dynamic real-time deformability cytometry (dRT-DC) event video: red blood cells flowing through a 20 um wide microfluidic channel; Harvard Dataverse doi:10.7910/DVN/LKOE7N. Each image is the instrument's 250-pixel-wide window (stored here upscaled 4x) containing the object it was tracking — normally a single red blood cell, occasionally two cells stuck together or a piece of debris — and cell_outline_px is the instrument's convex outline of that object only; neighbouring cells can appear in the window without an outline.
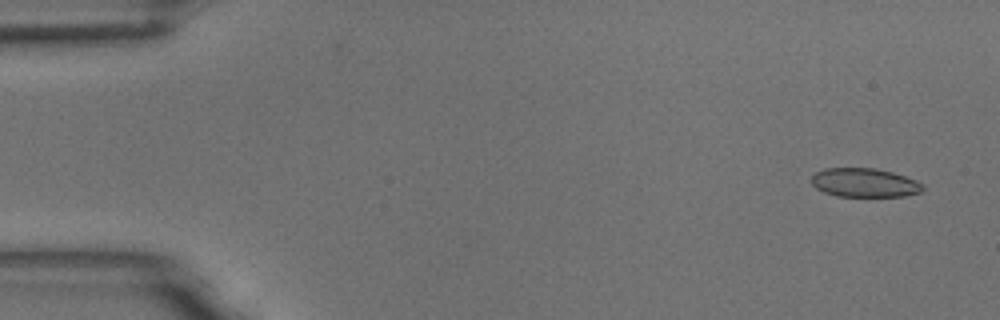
{"species": "common noctule bat (a hibernating species)", "species_latin": "Nyctalus noctula", "temperature_condition": "room temperature", "stored_images_in_passage": 5, "camera_frame_rate_fps": 3000, "um_per_image_px": 0.085, "animal": {"sex": "male", "body_mass_g": 18.8}, "frame": {"image": 1, "passage_image": 1, "time_ms": 0.0, "image_size_px": [1000, 320], "cell_outline_px": [[924, 188], [920, 192], [904, 196], [836, 196], [824, 192], [816, 188], [812, 184], [812, 176], [816, 172], [824, 168], [876, 168], [892, 172], [916, 180], [924, 184]], "centroid_in_image_um": [73.49, 15.52], "position_along_channel_um": 11.5, "area_um2": 18.73}}